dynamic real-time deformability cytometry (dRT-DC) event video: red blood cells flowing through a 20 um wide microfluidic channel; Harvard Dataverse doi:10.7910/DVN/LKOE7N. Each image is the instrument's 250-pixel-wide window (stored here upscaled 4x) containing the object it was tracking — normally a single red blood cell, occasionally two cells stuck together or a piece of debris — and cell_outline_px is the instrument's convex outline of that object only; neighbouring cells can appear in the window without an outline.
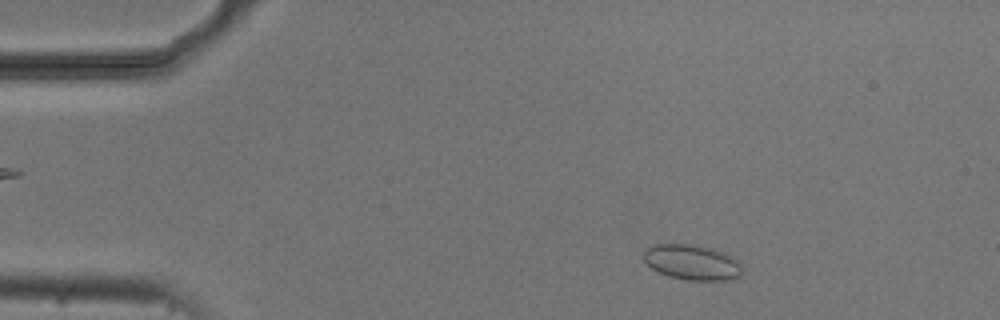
{"species": "common noctule bat (a hibernating species)", "species_latin": "Nyctalus noctula", "temperature_condition": "cold", "stored_images_in_passage": 50, "camera_frame_rate_fps": 3000, "um_per_image_px": 0.085, "animal": {"sex": "male", "body_mass_g": 20.5, "forearm_length_mm": 52.5}, "frame": {"image": 1, "passage_image": 5, "time_ms": 1.333, "image_size_px": [1000, 320], "cell_outline_px": [[744, 268], [740, 276], [728, 280], [688, 280], [668, 276], [652, 268], [644, 260], [644, 252], [652, 244], [688, 244], [712, 248], [724, 252], [736, 260]], "centroid_in_image_um": [58.85, 22.29], "position_along_channel_um": 26.2, "area_um2": 20.17}}
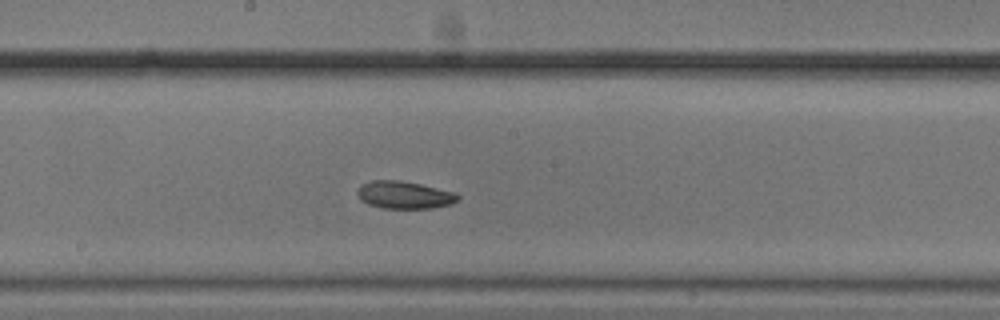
{"frame": {"image": 2, "passage_image": 26, "time_ms": 8.333, "image_size_px": [1000, 320], "cell_outline_px": [[460, 200], [452, 204], [432, 208], [384, 208], [368, 204], [360, 200], [356, 192], [360, 184], [372, 180], [400, 180], [420, 184], [452, 192], [460, 196]], "centroid_in_image_um": [34.34, 16.57], "position_along_channel_um": 213.9, "area_um2": 16.13}}
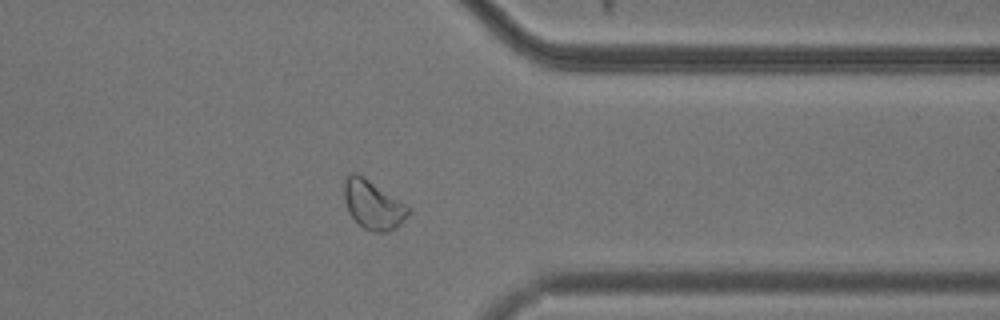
{"frame": {"image": 3, "passage_image": 40, "time_ms": 13.0, "image_size_px": [1000, 320], "cell_outline_px": [[408, 212], [404, 220], [396, 228], [388, 232], [372, 232], [364, 228], [348, 212], [344, 200], [344, 176], [352, 172], [356, 172], [364, 176], [404, 204], [408, 208]], "centroid_in_image_um": [31.65, 17.39], "position_along_channel_um": 379.8, "area_um2": 18.03}}